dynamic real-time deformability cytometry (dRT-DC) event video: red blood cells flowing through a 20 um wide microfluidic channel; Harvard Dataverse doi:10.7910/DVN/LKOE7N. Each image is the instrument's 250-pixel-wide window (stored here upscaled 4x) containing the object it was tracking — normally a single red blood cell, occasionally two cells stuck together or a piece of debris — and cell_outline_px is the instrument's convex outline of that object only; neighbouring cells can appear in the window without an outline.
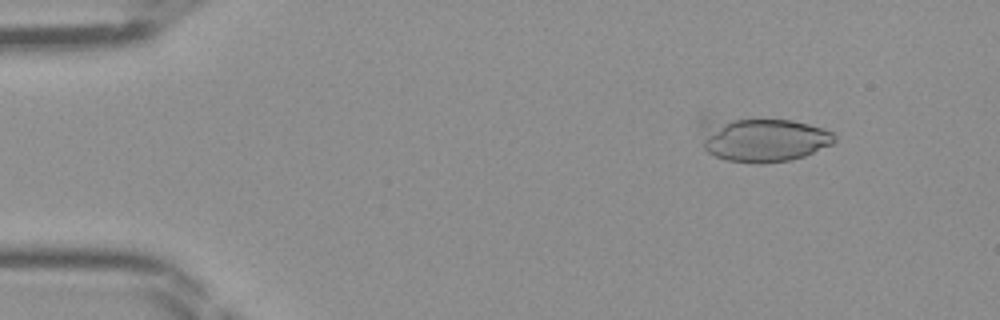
{"species": "Egyptian fruit bat (a non-hibernating species)", "species_latin": "Rousettus aegyptiacus", "temperature_condition": "room temperature", "stored_images_in_passage": 45, "camera_frame_rate_fps": 3000, "um_per_image_px": 0.085, "frame": {"image": 1, "passage_image": 5, "time_ms": 1.333, "image_size_px": [1000, 320], "cell_outline_px": [[836, 140], [832, 144], [804, 156], [792, 160], [760, 164], [756, 164], [728, 160], [716, 156], [708, 152], [704, 148], [696, 124], [696, 116], [708, 116], [792, 120], [808, 124], [832, 132], [836, 136]], "centroid_in_image_um": [64.65, 11.8], "position_along_channel_um": 20.3, "area_um2": 36.07}}
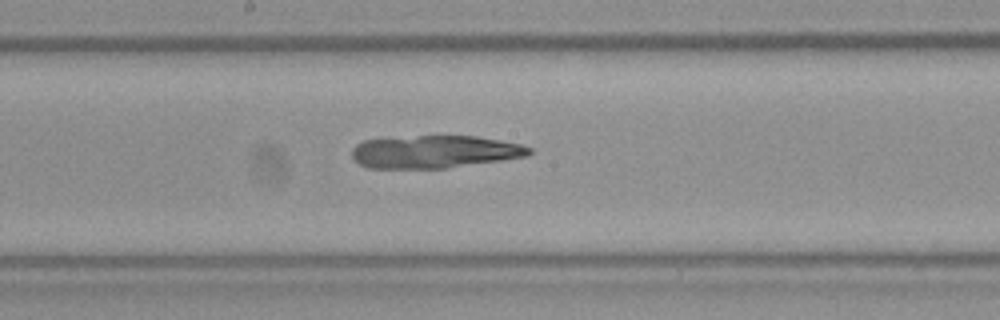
{"frame": {"image": 2, "passage_image": 24, "time_ms": 7.667, "image_size_px": [1000, 320], "cell_outline_px": [[532, 152], [528, 156], [448, 168], [368, 168], [360, 164], [352, 156], [352, 148], [356, 144], [364, 140], [416, 136], [476, 136], [500, 140], [520, 144], [532, 148]], "centroid_in_image_um": [36.96, 12.9], "position_along_channel_um": 211.2, "area_um2": 33.7}}
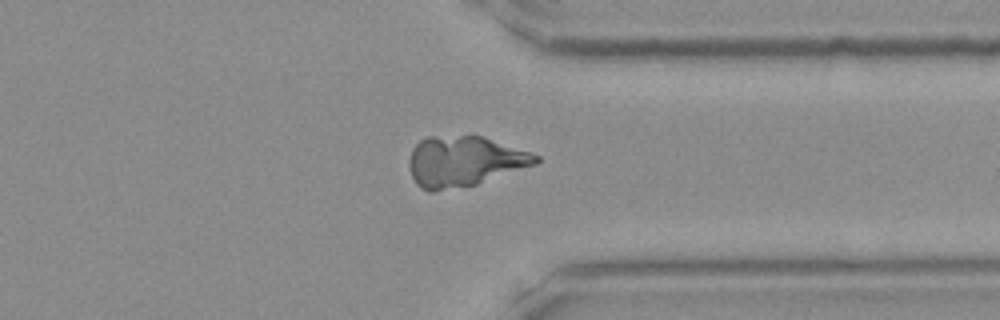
{"frame": {"image": 3, "passage_image": 35, "time_ms": 11.333, "image_size_px": [1000, 320], "cell_outline_px": [[540, 160], [536, 164], [476, 184], [432, 192], [428, 192], [420, 188], [416, 184], [408, 168], [408, 160], [412, 148], [420, 140], [428, 136], [480, 136], [532, 152], [540, 156]], "centroid_in_image_um": [39.42, 13.72], "position_along_channel_um": 372.0, "area_um2": 37.11}}